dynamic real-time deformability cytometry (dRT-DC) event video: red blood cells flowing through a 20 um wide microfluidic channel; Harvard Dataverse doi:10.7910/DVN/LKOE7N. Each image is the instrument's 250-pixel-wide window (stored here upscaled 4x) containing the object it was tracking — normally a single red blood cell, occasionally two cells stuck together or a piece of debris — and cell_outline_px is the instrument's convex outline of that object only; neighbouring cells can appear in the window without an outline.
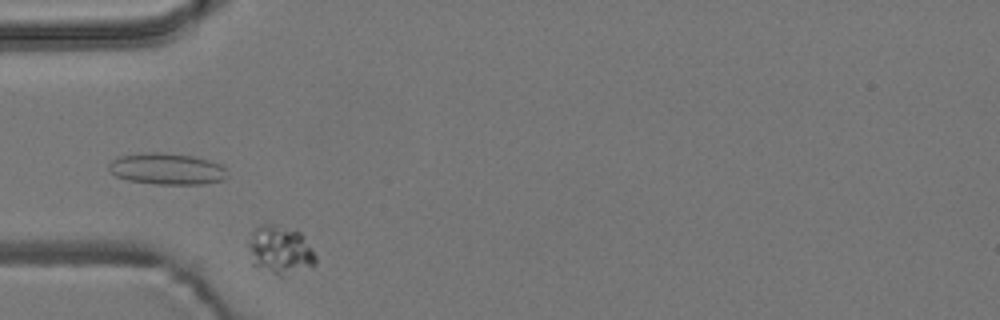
{"species": "common noctule bat (a hibernating species)", "species_latin": "Nyctalus noctula", "temperature_condition": "room temperature", "stored_images_in_passage": 28, "camera_frame_rate_fps": 3000, "um_per_image_px": 0.085, "animal": {"sex": "male", "body_mass_g": 19.2, "forearm_length_mm": 51.8}, "frame": {"image": 1, "passage_image": 16, "time_ms": 5.0, "image_size_px": [1000, 320], "cell_outline_px": [[316, 264], [280, 276], [252, 268], [248, 248], [248, 240], [252, 232], [260, 224], [272, 224], [300, 232], [304, 236], [316, 256]], "centroid_in_image_um": [23.74, 21.26], "position_along_channel_um": 61.3, "area_um2": 19.07}}